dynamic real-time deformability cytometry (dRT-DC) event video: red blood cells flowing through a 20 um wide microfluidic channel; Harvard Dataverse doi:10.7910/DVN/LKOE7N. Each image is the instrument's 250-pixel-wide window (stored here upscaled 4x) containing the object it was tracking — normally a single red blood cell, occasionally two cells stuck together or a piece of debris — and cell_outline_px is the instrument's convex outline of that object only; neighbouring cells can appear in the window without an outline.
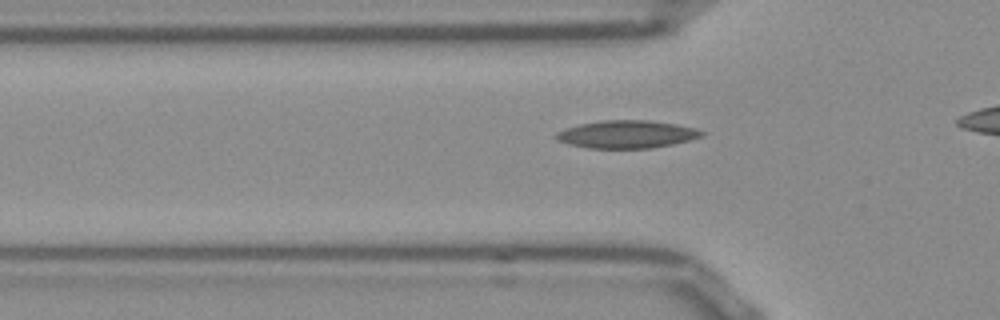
{"species": "Egyptian fruit bat (a non-hibernating species)", "species_latin": "Rousettus aegyptiacus", "temperature_condition": "room temperature", "stored_images_in_passage": 35, "camera_frame_rate_fps": 3000, "um_per_image_px": 0.085, "frame": {"image": 1, "passage_image": 9, "time_ms": 2.667, "image_size_px": [1000, 320], "cell_outline_px": [[704, 136], [672, 144], [652, 148], [588, 148], [568, 144], [556, 140], [552, 136], [556, 132], [564, 128], [580, 124], [600, 120], [648, 120], [676, 124], [696, 128], [704, 132]], "centroid_in_image_um": [53.23, 11.41], "position_along_channel_um": 72.6, "area_um2": 23.7}}
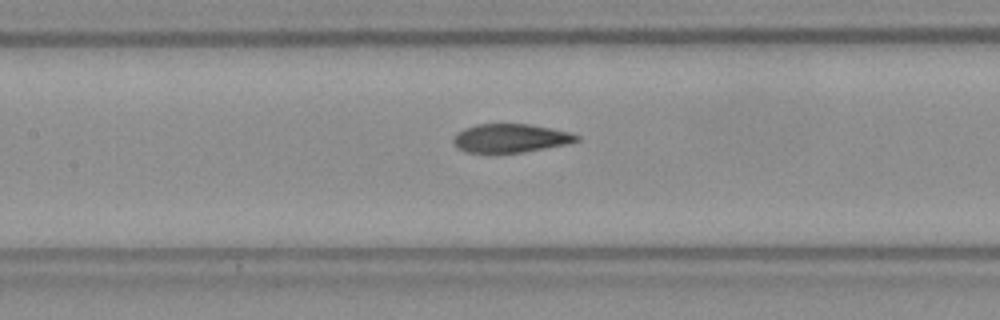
{"frame": {"image": 2, "passage_image": 16, "time_ms": 5.0, "image_size_px": [1000, 320], "cell_outline_px": [[580, 140], [564, 144], [544, 148], [520, 152], [468, 152], [460, 148], [452, 140], [456, 132], [464, 128], [476, 124], [528, 124], [552, 128], [572, 132], [580, 136]], "centroid_in_image_um": [43.41, 11.72], "position_along_channel_um": 164.0, "area_um2": 20.29}}
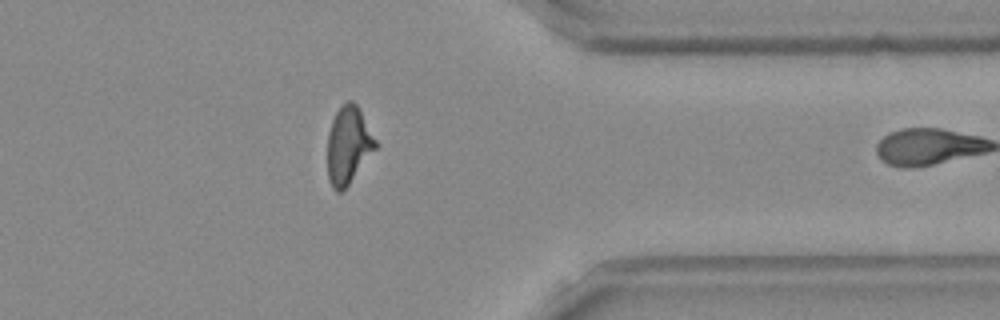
{"frame": {"image": 3, "passage_image": 34, "time_ms": 11.0, "image_size_px": [1000, 320], "cell_outline_px": [[376, 148], [348, 184], [340, 192], [336, 192], [332, 188], [328, 176], [328, 132], [332, 120], [336, 112], [348, 100], [352, 100], [360, 108], [376, 140]], "centroid_in_image_um": [29.6, 12.32], "position_along_channel_um": 381.8, "area_um2": 21.33}}